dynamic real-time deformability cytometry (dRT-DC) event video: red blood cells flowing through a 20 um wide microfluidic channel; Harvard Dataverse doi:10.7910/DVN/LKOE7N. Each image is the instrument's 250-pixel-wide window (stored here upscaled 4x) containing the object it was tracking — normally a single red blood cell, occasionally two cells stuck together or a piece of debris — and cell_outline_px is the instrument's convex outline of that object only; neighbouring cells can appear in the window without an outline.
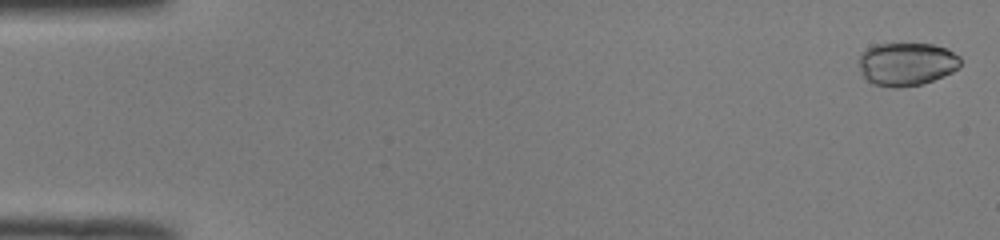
{"species": "common noctule bat (a hibernating species)", "species_latin": "Nyctalus noctula", "temperature_condition": "room temperature", "stored_images_in_passage": 50, "camera_frame_rate_fps": 3000, "um_per_image_px": 0.085, "animal": {"sex": "male", "body_mass_g": 19.0, "forearm_length_mm": 50.8}, "frame": {"image": 1, "passage_image": 1, "time_ms": 0.0, "image_size_px": [1000, 240], "cell_outline_px": [[960, 68], [952, 72], [932, 80], [920, 84], [896, 88], [892, 88], [872, 84], [860, 72], [860, 52], [876, 44], [932, 44], [948, 48], [960, 56]], "centroid_in_image_um": [77.07, 5.44], "position_along_channel_um": 7.9, "area_um2": 25.61}}
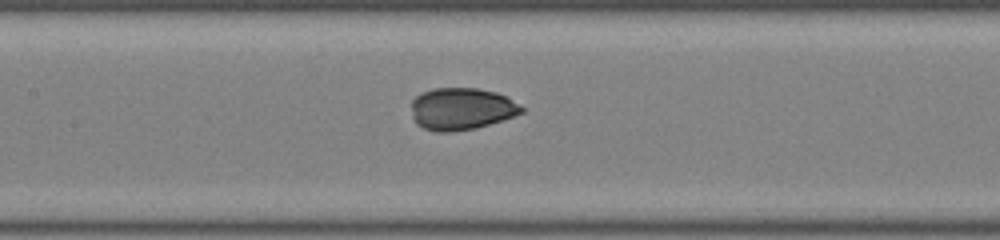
{"frame": {"image": 2, "passage_image": 24, "time_ms": 7.667, "image_size_px": [1000, 240], "cell_outline_px": [[524, 112], [476, 128], [448, 132], [436, 132], [424, 128], [416, 124], [412, 116], [412, 100], [420, 92], [432, 88], [476, 88], [496, 92], [504, 96], [524, 108]], "centroid_in_image_um": [39.17, 9.25], "position_along_channel_um": 168.2, "area_um2": 26.88}}
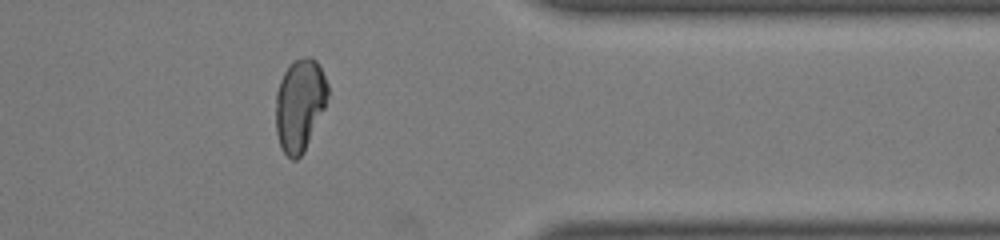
{"frame": {"image": 3, "passage_image": 41, "time_ms": 13.333, "image_size_px": [1000, 240], "cell_outline_px": [[328, 96], [324, 108], [304, 152], [296, 160], [292, 160], [280, 148], [276, 132], [276, 92], [280, 80], [284, 72], [296, 60], [304, 56], [308, 56], [316, 60], [328, 84]], "centroid_in_image_um": [25.47, 8.93], "position_along_channel_um": 385.9, "area_um2": 27.8}, "authors_computed_cell_mechanics": {"area_um2": 26.8481, "velocity_mm_per_s": 4.0741, "shape_relaxation_time_tau1_ms": 4.4875, "shape_relaxation_time_tau2_ms": null, "deformation_change_tau1": 0.1568, "deformation_change_tau2": null}}